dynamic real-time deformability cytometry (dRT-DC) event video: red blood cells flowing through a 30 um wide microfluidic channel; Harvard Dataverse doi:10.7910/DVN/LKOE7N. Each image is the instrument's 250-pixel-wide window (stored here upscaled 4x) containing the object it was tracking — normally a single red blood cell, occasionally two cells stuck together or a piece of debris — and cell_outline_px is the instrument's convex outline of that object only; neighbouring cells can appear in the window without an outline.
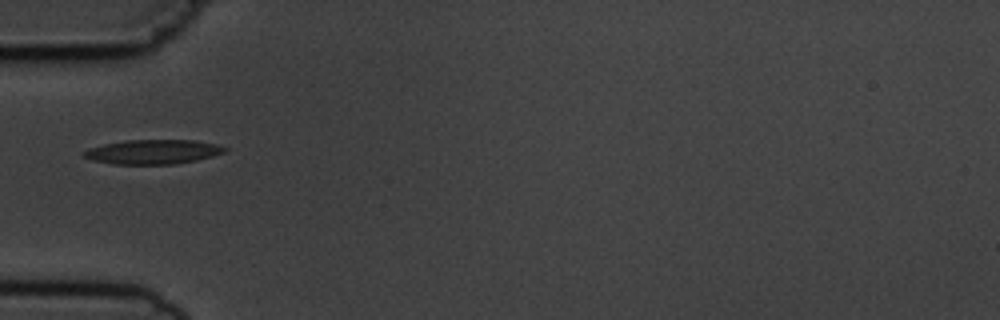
{"species": "common noctule bat (a hibernating species)", "species_latin": "Nyctalus noctula", "temperature_condition": "cold", "stored_images_in_passage": 1, "camera_frame_rate_fps": 3000, "um_per_image_px": 0.085, "animal": {"sex": "male", "body_mass_g": 19.5, "forearm_length_mm": 54.6}, "frame": {"image": 1, "passage_image": 1, "time_ms": 0.0, "image_size_px": [1000, 320], "cell_outline_px": [[228, 148], [224, 152], [212, 156], [196, 160], [176, 164], [112, 164], [92, 160], [84, 156], [80, 152], [88, 148], [104, 144], [124, 140], [196, 140], [216, 144]], "centroid_in_image_um": [12.97, 12.9], "position_along_channel_um": 72.0, "area_um2": 20.11}}